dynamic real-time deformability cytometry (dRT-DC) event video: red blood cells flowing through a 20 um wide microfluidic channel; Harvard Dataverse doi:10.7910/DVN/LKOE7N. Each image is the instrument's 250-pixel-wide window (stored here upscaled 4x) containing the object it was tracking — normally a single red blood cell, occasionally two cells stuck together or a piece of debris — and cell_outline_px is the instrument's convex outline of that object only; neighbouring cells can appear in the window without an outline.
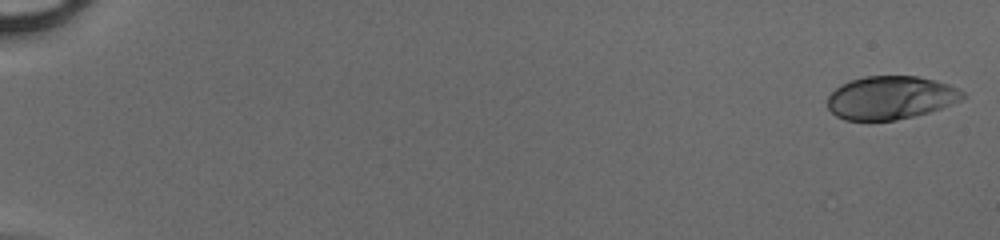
{"species": "human", "species_latin": "Homo sapiens", "temperature_condition": "cold", "stored_images_in_passage": 49, "camera_frame_rate_fps": 3000, "um_per_image_px": 0.085, "donor": {"sex": "male"}, "frame": {"image": 1, "passage_image": 1, "time_ms": 0.0, "image_size_px": [1000, 240], "cell_outline_px": [[968, 96], [952, 104], [928, 112], [896, 120], [844, 120], [836, 116], [828, 108], [828, 96], [840, 84], [864, 76], [916, 76], [936, 80], [948, 84], [964, 92]], "centroid_in_image_um": [75.7, 8.3], "position_along_channel_um": 9.3, "area_um2": 33.99}}
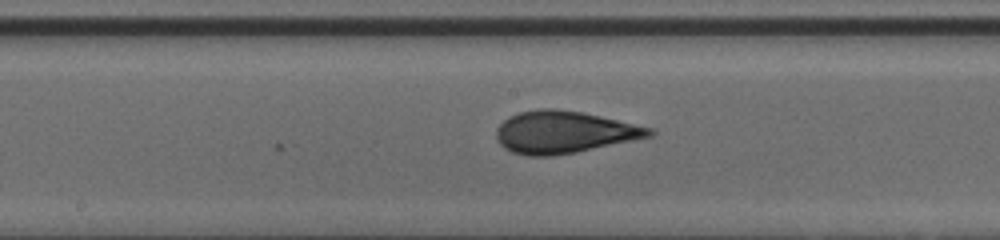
{"frame": {"image": 2, "passage_image": 28, "time_ms": 9.0, "image_size_px": [1000, 240], "cell_outline_px": [[656, 132], [652, 136], [576, 152], [552, 156], [528, 156], [512, 152], [504, 148], [496, 140], [496, 128], [508, 116], [520, 112], [540, 108], [556, 108], [584, 112], [652, 128]], "centroid_in_image_um": [47.91, 11.22], "position_along_channel_um": 200.3, "area_um2": 37.69}}
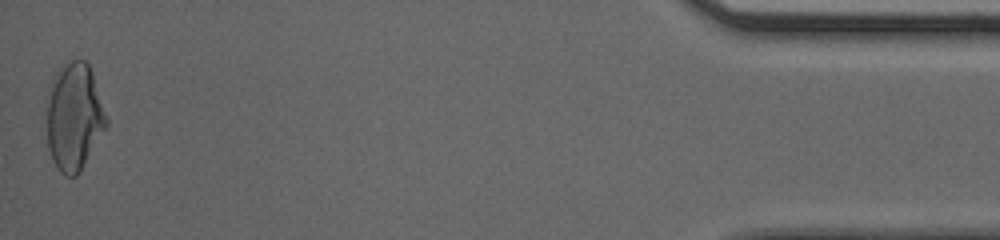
{"frame": {"image": 3, "passage_image": 49, "time_ms": 16.0, "image_size_px": [1000, 240], "cell_outline_px": [[108, 128], [80, 172], [76, 176], [64, 176], [60, 172], [52, 160], [48, 148], [44, 100], [48, 88], [56, 72], [64, 64], [72, 60], [84, 60], [88, 64], [92, 72], [108, 120]], "centroid_in_image_um": [6.27, 9.95], "position_along_channel_um": 428.9, "area_um2": 38.38}}